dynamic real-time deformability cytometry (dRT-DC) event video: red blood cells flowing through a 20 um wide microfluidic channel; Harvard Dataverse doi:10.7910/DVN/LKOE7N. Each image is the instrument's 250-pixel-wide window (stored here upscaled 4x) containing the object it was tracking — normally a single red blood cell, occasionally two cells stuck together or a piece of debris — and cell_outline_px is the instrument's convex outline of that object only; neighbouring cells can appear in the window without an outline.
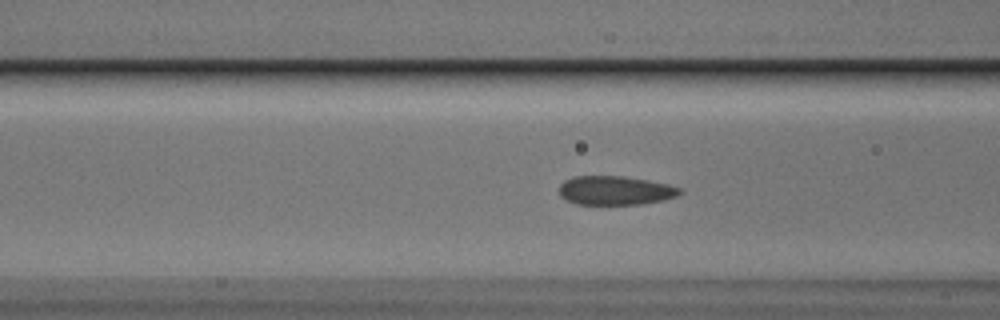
{"species": "Egyptian fruit bat (a non-hibernating species)", "species_latin": "Rousettus aegyptiacus", "temperature_condition": "cold", "stored_images_in_passage": 32, "camera_frame_rate_fps": 3000, "um_per_image_px": 0.085, "animal": {"sex": "male"}, "frame": {"image": 1, "passage_image": 4, "time_ms": 1.0, "image_size_px": [1000, 320], "cell_outline_px": [[684, 192], [676, 196], [664, 200], [640, 204], [576, 204], [560, 196], [560, 184], [564, 180], [572, 176], [624, 176], [648, 180], [668, 184], [680, 188]], "centroid_in_image_um": [52.3, 16.18], "position_along_channel_um": 114.3, "area_um2": 20.4}}
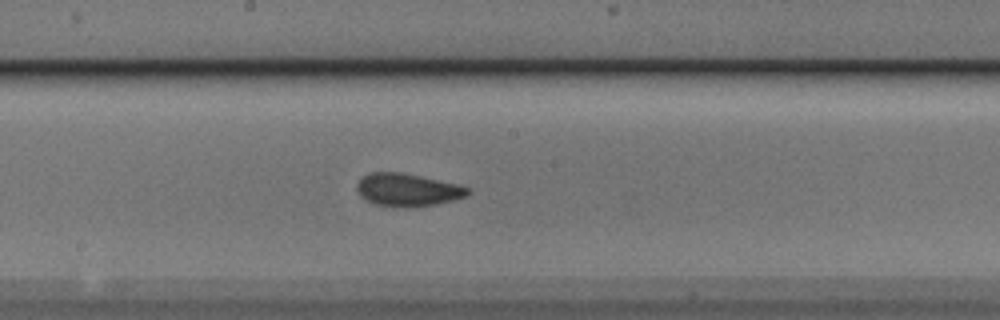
{"frame": {"image": 2, "passage_image": 12, "time_ms": 3.667, "image_size_px": [1000, 320], "cell_outline_px": [[472, 192], [468, 196], [436, 204], [408, 208], [392, 208], [376, 204], [360, 196], [356, 188], [356, 184], [368, 172], [400, 172], [460, 184], [472, 188]], "centroid_in_image_um": [34.68, 16.15], "position_along_channel_um": 213.5, "area_um2": 21.56}}
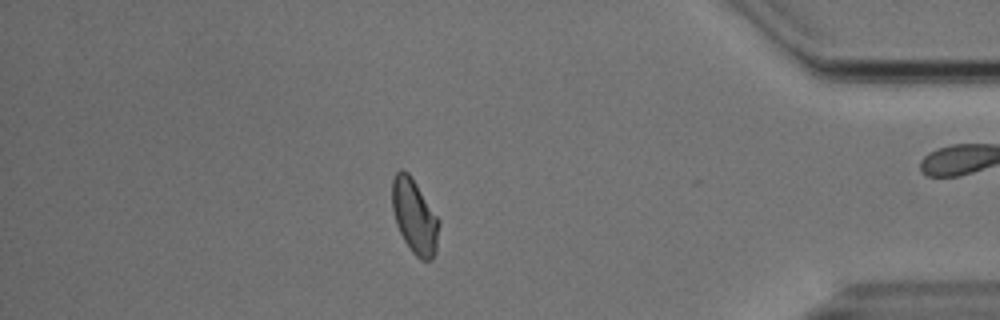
{"frame": {"image": 3, "passage_image": 30, "time_ms": 9.667, "image_size_px": [1000, 320], "cell_outline_px": [[440, 224], [436, 252], [432, 260], [420, 260], [412, 252], [404, 240], [396, 224], [392, 208], [392, 180], [396, 172], [400, 168], [408, 172], [440, 220]], "centroid_in_image_um": [35.24, 18.41], "position_along_channel_um": 400.0, "area_um2": 20.35}}